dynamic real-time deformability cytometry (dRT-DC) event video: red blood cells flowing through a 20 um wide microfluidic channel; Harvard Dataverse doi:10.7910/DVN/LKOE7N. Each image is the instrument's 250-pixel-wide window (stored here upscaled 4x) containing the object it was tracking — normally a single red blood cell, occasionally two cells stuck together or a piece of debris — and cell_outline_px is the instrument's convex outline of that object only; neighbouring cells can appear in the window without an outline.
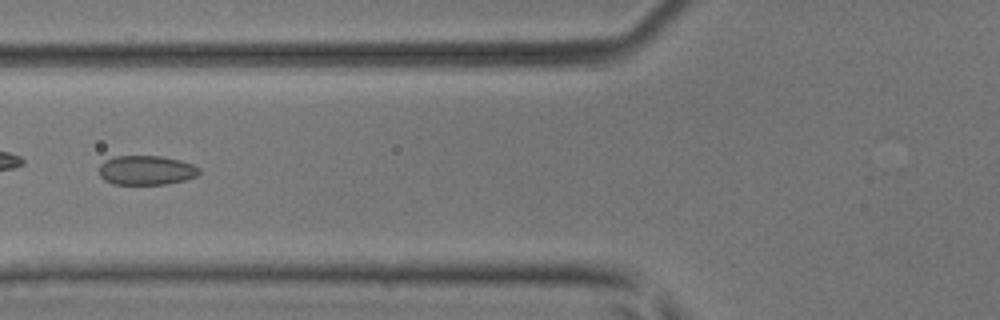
{"species": "common noctule bat (a hibernating species)", "species_latin": "Nyctalus noctula", "temperature_condition": "room temperature", "stored_images_in_passage": 6, "camera_frame_rate_fps": 3000, "um_per_image_px": 0.085, "animal": {"sex": "male", "body_mass_g": 17.9, "forearm_length_mm": 54.2}, "frame": {"image": 1, "passage_image": 6, "time_ms": 1.667, "image_size_px": [1000, 320], "cell_outline_px": [[200, 172], [196, 176], [184, 180], [164, 184], [112, 184], [104, 180], [100, 176], [100, 164], [104, 160], [116, 156], [160, 156], [180, 160], [192, 164], [200, 168]], "centroid_in_image_um": [12.42, 14.47], "position_along_channel_um": 113.4, "area_um2": 17.11}}